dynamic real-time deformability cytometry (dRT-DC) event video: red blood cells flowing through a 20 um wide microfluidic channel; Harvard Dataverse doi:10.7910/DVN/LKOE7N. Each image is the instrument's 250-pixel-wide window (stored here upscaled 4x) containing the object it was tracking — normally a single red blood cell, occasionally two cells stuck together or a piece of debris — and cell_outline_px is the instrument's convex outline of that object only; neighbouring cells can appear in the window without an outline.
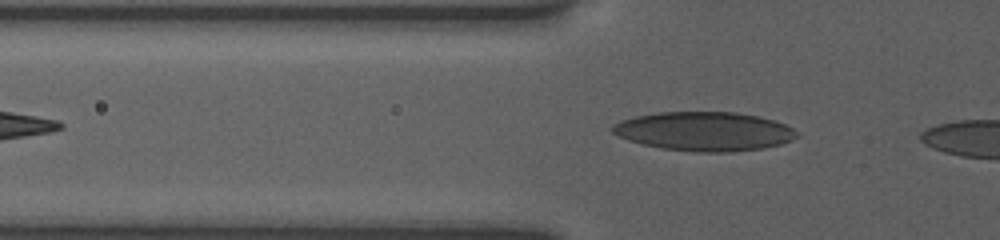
{"species": "human", "species_latin": "Homo sapiens", "temperature_condition": "room temperature", "stored_images_in_passage": 31, "camera_frame_rate_fps": 3000, "um_per_image_px": 0.085, "donor": {"sex": "female"}, "frame": {"image": 1, "passage_image": 2, "time_ms": 0.333, "image_size_px": [1000, 240], "cell_outline_px": [[796, 136], [780, 144], [764, 148], [732, 152], [696, 152], [660, 148], [628, 140], [612, 132], [612, 128], [620, 120], [636, 116], [660, 112], [736, 112], [756, 116], [772, 120], [784, 124], [792, 128], [796, 132]], "centroid_in_image_um": [59.84, 11.17], "position_along_channel_um": 66.0, "area_um2": 41.5}}
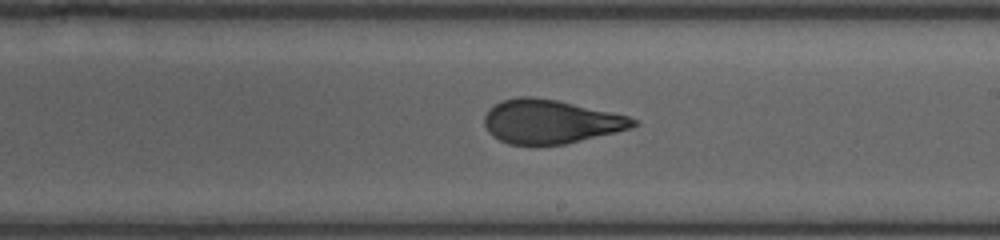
{"frame": {"image": 2, "passage_image": 16, "time_ms": 5.0, "image_size_px": [1000, 240], "cell_outline_px": [[636, 124], [632, 128], [616, 132], [564, 144], [508, 144], [492, 136], [488, 132], [484, 124], [484, 116], [488, 108], [500, 100], [520, 96], [532, 96], [556, 100], [628, 116], [636, 120]], "centroid_in_image_um": [46.73, 10.33], "position_along_channel_um": 242.3, "area_um2": 37.8}}
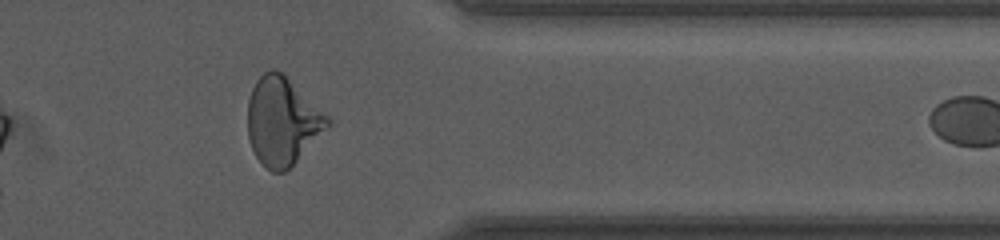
{"frame": {"image": 3, "passage_image": 28, "time_ms": 9.0, "image_size_px": [1000, 240], "cell_outline_px": [[332, 124], [284, 172], [272, 172], [256, 156], [248, 140], [248, 100], [252, 88], [256, 80], [264, 72], [272, 68], [276, 68], [328, 116], [332, 120]], "centroid_in_image_um": [23.98, 10.29], "position_along_channel_um": 387.4, "area_um2": 40.23}}